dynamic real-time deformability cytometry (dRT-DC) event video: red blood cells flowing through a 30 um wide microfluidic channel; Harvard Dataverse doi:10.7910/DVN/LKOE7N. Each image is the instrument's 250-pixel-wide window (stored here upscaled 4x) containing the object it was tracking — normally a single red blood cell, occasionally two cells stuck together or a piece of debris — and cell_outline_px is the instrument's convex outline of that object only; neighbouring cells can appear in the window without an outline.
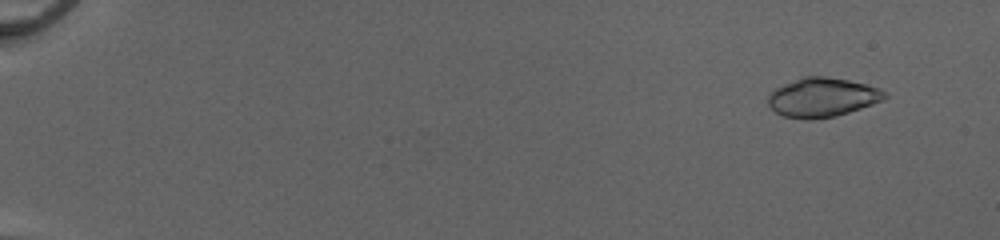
{"species": "common noctule bat (a hibernating species)", "species_latin": "Nyctalus noctula", "temperature_condition": "cold", "stored_images_in_passage": 53, "camera_frame_rate_fps": 3000, "um_per_image_px": 0.085, "animal": {"sex": "female", "body_mass_g": 20.0, "forearm_length_mm": 54.0}, "frame": {"image": 1, "passage_image": 5, "time_ms": 1.333, "image_size_px": [1000, 240], "cell_outline_px": [[888, 96], [872, 104], [836, 116], [812, 120], [808, 120], [784, 116], [776, 112], [768, 104], [768, 96], [776, 88], [784, 84], [804, 76], [824, 76], [848, 80], [880, 88]], "centroid_in_image_um": [69.88, 8.28], "position_along_channel_um": 15.1, "area_um2": 26.3}}
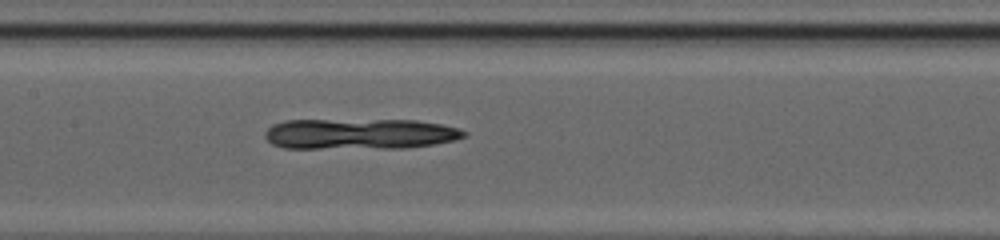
{"frame": {"image": 2, "passage_image": 29, "time_ms": 9.333, "image_size_px": [1000, 240], "cell_outline_px": [[468, 136], [456, 140], [408, 148], [284, 148], [272, 144], [264, 136], [264, 132], [272, 124], [284, 120], [416, 120], [440, 124], [460, 128], [468, 132]], "centroid_in_image_um": [30.6, 11.38], "position_along_channel_um": 176.8, "area_um2": 35.95}}
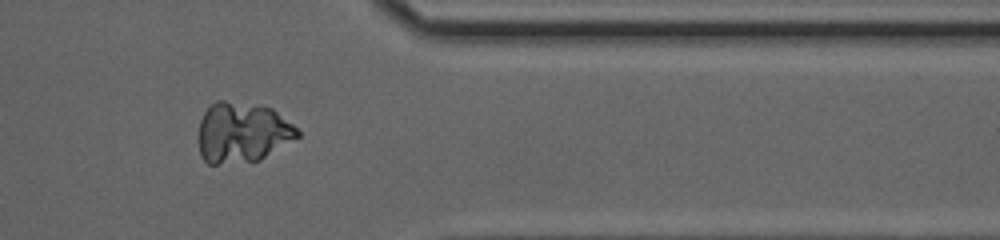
{"frame": {"image": 3, "passage_image": 45, "time_ms": 14.667, "image_size_px": [1000, 240], "cell_outline_px": [[300, 136], [260, 160], [216, 164], [208, 164], [200, 156], [200, 120], [204, 112], [216, 100], [224, 100], [272, 108], [292, 124], [300, 132]], "centroid_in_image_um": [20.6, 11.27], "position_along_channel_um": 390.8, "area_um2": 34.45}}